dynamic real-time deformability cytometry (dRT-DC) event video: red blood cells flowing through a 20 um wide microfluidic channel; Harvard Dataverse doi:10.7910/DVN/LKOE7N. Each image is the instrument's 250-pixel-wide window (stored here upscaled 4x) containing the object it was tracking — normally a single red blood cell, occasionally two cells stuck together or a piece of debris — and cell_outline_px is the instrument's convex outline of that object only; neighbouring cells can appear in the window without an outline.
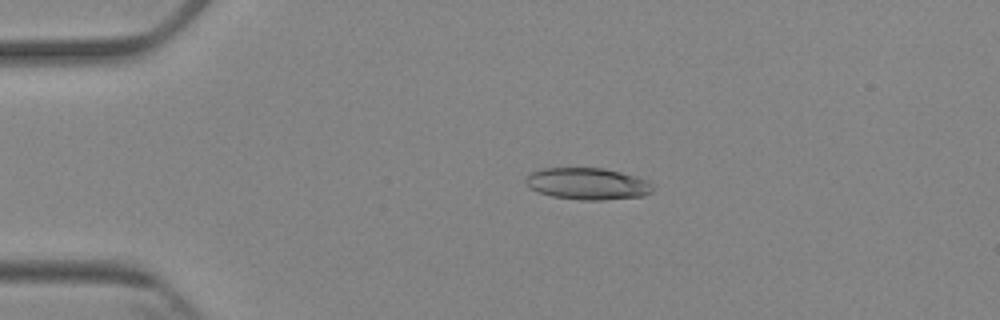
{"species": "Egyptian fruit bat (a non-hibernating species)", "species_latin": "Rousettus aegyptiacus", "temperature_condition": "cold", "stored_images_in_passage": 4, "camera_frame_rate_fps": 3000, "um_per_image_px": 0.085, "animal": {"sex": "female"}, "frame": {"image": 1, "passage_image": 3, "time_ms": 2.333, "image_size_px": [1000, 320], "cell_outline_px": [[652, 192], [644, 196], [604, 200], [580, 200], [552, 196], [540, 192], [532, 188], [524, 180], [528, 172], [544, 168], [604, 168], [636, 176], [648, 180], [652, 184]], "centroid_in_image_um": [49.96, 15.61], "position_along_channel_um": 35.0, "area_um2": 23.58}}